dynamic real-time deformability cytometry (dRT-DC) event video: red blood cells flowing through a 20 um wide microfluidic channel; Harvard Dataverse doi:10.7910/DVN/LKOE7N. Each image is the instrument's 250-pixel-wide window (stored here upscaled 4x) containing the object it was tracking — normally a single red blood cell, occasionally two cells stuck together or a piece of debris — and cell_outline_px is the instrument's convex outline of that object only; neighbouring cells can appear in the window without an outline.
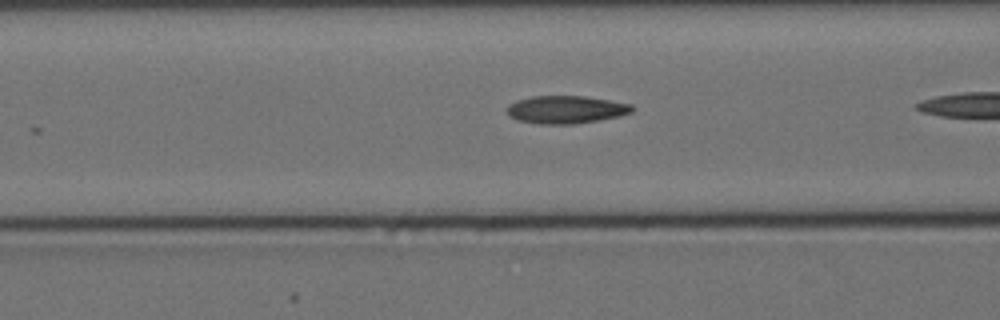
{"species": "Egyptian fruit bat (a non-hibernating species)", "species_latin": "Rousettus aegyptiacus", "temperature_condition": "cold", "stored_images_in_passage": 17, "camera_frame_rate_fps": 3000, "um_per_image_px": 0.085, "animal": {"sex": "female"}, "frame": {"image": 1, "passage_image": 15, "time_ms": 4.667, "image_size_px": [1000, 320], "cell_outline_px": [[636, 108], [632, 112], [620, 116], [600, 120], [572, 124], [540, 124], [516, 120], [508, 116], [508, 104], [516, 100], [532, 96], [584, 96], [632, 104]], "centroid_in_image_um": [48.11, 9.32], "position_along_channel_um": 118.5, "area_um2": 20.4}}